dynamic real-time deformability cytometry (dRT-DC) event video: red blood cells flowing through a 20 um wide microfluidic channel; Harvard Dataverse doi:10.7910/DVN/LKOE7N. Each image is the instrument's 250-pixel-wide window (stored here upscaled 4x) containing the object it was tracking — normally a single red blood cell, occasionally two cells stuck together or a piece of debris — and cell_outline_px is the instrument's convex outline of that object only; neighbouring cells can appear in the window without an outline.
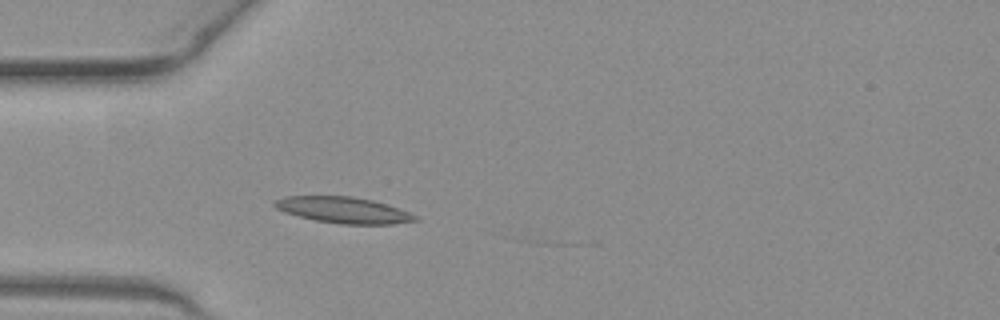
{"species": "common noctule bat (a hibernating species)", "species_latin": "Nyctalus noctula", "temperature_condition": "warm", "stored_images_in_passage": 10, "camera_frame_rate_fps": 3000, "um_per_image_px": 0.085, "animal": {"sex": "female", "body_mass_g": 19.3, "forearm_length_mm": 54.1}, "frame": {"image": 1, "passage_image": 7, "time_ms": 2.0, "image_size_px": [1000, 320], "cell_outline_px": [[420, 220], [392, 224], [340, 224], [316, 220], [284, 212], [276, 208], [272, 204], [276, 200], [284, 196], [352, 196], [372, 200], [388, 204], [408, 212], [416, 216]], "centroid_in_image_um": [29.2, 17.85], "position_along_channel_um": 55.8, "area_um2": 21.33}}